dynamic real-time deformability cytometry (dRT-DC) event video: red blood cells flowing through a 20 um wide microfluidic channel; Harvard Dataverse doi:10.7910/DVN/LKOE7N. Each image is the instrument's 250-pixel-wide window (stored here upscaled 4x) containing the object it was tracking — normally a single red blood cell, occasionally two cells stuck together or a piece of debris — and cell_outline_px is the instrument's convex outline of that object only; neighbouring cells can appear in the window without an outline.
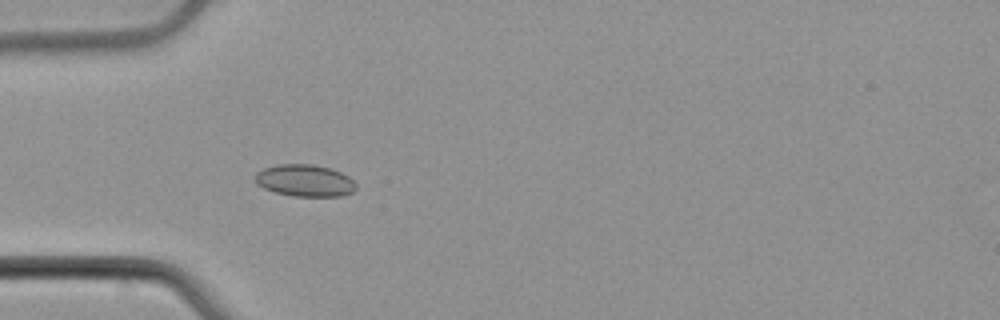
{"species": "common noctule bat (a hibernating species)", "species_latin": "Nyctalus noctula", "temperature_condition": "cold", "stored_images_in_passage": 56, "camera_frame_rate_fps": 3000, "um_per_image_px": 0.085, "animal": {"sex": "male", "body_mass_g": 21.5, "forearm_length_mm": 52.0}, "frame": {"image": 1, "passage_image": 18, "time_ms": 5.667, "image_size_px": [1000, 320], "cell_outline_px": [[356, 188], [352, 192], [340, 196], [292, 196], [276, 192], [264, 188], [256, 184], [256, 172], [264, 168], [280, 164], [312, 164], [332, 168], [348, 176], [356, 184]], "centroid_in_image_um": [25.92, 15.34], "position_along_channel_um": 59.1, "area_um2": 18.73}}
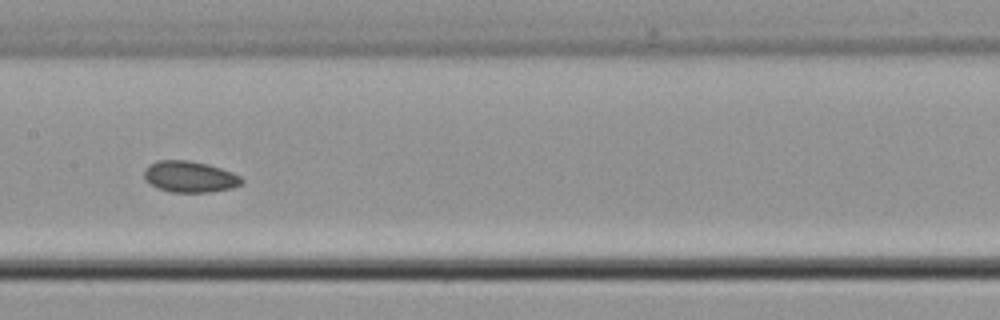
{"frame": {"image": 2, "passage_image": 29, "time_ms": 9.333, "image_size_px": [1000, 320], "cell_outline_px": [[244, 184], [232, 188], [208, 192], [172, 192], [160, 188], [144, 180], [144, 172], [148, 164], [156, 160], [188, 160], [208, 164], [232, 172], [240, 176], [244, 180]], "centroid_in_image_um": [16.14, 15.01], "position_along_channel_um": 191.3, "area_um2": 17.8}}
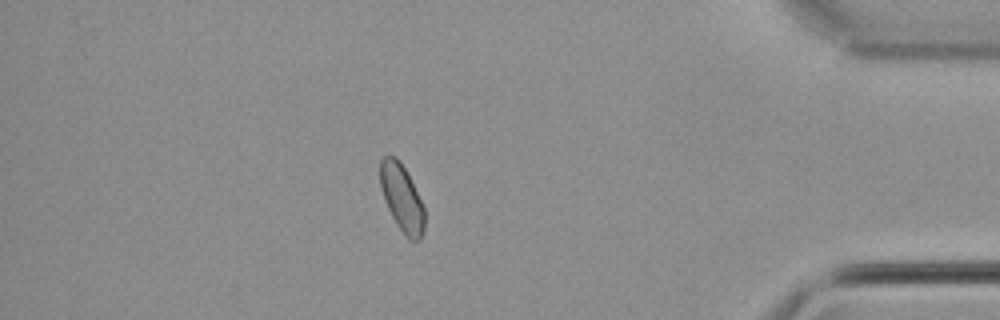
{"frame": {"image": 3, "passage_image": 49, "time_ms": 16.0, "image_size_px": [1000, 320], "cell_outline_px": [[424, 232], [420, 240], [408, 240], [396, 224], [384, 200], [380, 188], [380, 160], [384, 156], [396, 156], [400, 160], [424, 208]], "centroid_in_image_um": [34.14, 16.85], "position_along_channel_um": 401.1, "area_um2": 17.17}, "authors_computed_cell_mechanics": {"area_um2": 17.7735, "velocity_mm_per_s": 3.7633, "shape_relaxation_time_tau1_ms": null, "shape_relaxation_time_tau2_ms": 2.628, "deformation_change_tau1": null, "deformation_change_tau2": 0.0474}}